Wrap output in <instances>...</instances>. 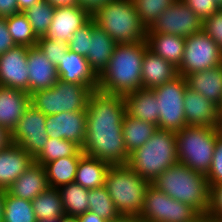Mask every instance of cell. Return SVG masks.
<instances>
[{
    "label": "cell",
    "mask_w": 222,
    "mask_h": 222,
    "mask_svg": "<svg viewBox=\"0 0 222 222\" xmlns=\"http://www.w3.org/2000/svg\"><path fill=\"white\" fill-rule=\"evenodd\" d=\"M57 222H78L77 217L64 215L57 219Z\"/></svg>",
    "instance_id": "cell-54"
},
{
    "label": "cell",
    "mask_w": 222,
    "mask_h": 222,
    "mask_svg": "<svg viewBox=\"0 0 222 222\" xmlns=\"http://www.w3.org/2000/svg\"><path fill=\"white\" fill-rule=\"evenodd\" d=\"M49 188L46 171L43 165L33 164L18 177L7 191L18 198L32 201Z\"/></svg>",
    "instance_id": "cell-22"
},
{
    "label": "cell",
    "mask_w": 222,
    "mask_h": 222,
    "mask_svg": "<svg viewBox=\"0 0 222 222\" xmlns=\"http://www.w3.org/2000/svg\"><path fill=\"white\" fill-rule=\"evenodd\" d=\"M4 196H5V190L0 189V222H2L3 219Z\"/></svg>",
    "instance_id": "cell-53"
},
{
    "label": "cell",
    "mask_w": 222,
    "mask_h": 222,
    "mask_svg": "<svg viewBox=\"0 0 222 222\" xmlns=\"http://www.w3.org/2000/svg\"><path fill=\"white\" fill-rule=\"evenodd\" d=\"M186 88V78L178 75L173 80L151 89L158 101L159 129L176 133L187 126L184 113Z\"/></svg>",
    "instance_id": "cell-10"
},
{
    "label": "cell",
    "mask_w": 222,
    "mask_h": 222,
    "mask_svg": "<svg viewBox=\"0 0 222 222\" xmlns=\"http://www.w3.org/2000/svg\"><path fill=\"white\" fill-rule=\"evenodd\" d=\"M37 222H57V220H40V221H37Z\"/></svg>",
    "instance_id": "cell-58"
},
{
    "label": "cell",
    "mask_w": 222,
    "mask_h": 222,
    "mask_svg": "<svg viewBox=\"0 0 222 222\" xmlns=\"http://www.w3.org/2000/svg\"><path fill=\"white\" fill-rule=\"evenodd\" d=\"M220 135H222V112L220 114V125H219Z\"/></svg>",
    "instance_id": "cell-56"
},
{
    "label": "cell",
    "mask_w": 222,
    "mask_h": 222,
    "mask_svg": "<svg viewBox=\"0 0 222 222\" xmlns=\"http://www.w3.org/2000/svg\"><path fill=\"white\" fill-rule=\"evenodd\" d=\"M139 217L143 222H197L203 215L193 206L169 197L150 184Z\"/></svg>",
    "instance_id": "cell-9"
},
{
    "label": "cell",
    "mask_w": 222,
    "mask_h": 222,
    "mask_svg": "<svg viewBox=\"0 0 222 222\" xmlns=\"http://www.w3.org/2000/svg\"><path fill=\"white\" fill-rule=\"evenodd\" d=\"M63 202L65 215L78 217L89 211V190L76 182L58 188Z\"/></svg>",
    "instance_id": "cell-32"
},
{
    "label": "cell",
    "mask_w": 222,
    "mask_h": 222,
    "mask_svg": "<svg viewBox=\"0 0 222 222\" xmlns=\"http://www.w3.org/2000/svg\"><path fill=\"white\" fill-rule=\"evenodd\" d=\"M197 222H215V220H213L207 216H203Z\"/></svg>",
    "instance_id": "cell-55"
},
{
    "label": "cell",
    "mask_w": 222,
    "mask_h": 222,
    "mask_svg": "<svg viewBox=\"0 0 222 222\" xmlns=\"http://www.w3.org/2000/svg\"><path fill=\"white\" fill-rule=\"evenodd\" d=\"M109 167L108 163L83 154L77 166L74 182L88 190L104 186Z\"/></svg>",
    "instance_id": "cell-28"
},
{
    "label": "cell",
    "mask_w": 222,
    "mask_h": 222,
    "mask_svg": "<svg viewBox=\"0 0 222 222\" xmlns=\"http://www.w3.org/2000/svg\"><path fill=\"white\" fill-rule=\"evenodd\" d=\"M11 143V133L0 126V150L6 148Z\"/></svg>",
    "instance_id": "cell-49"
},
{
    "label": "cell",
    "mask_w": 222,
    "mask_h": 222,
    "mask_svg": "<svg viewBox=\"0 0 222 222\" xmlns=\"http://www.w3.org/2000/svg\"><path fill=\"white\" fill-rule=\"evenodd\" d=\"M27 67L29 69L28 93L49 89L58 80L57 67L53 65L36 46L28 47Z\"/></svg>",
    "instance_id": "cell-18"
},
{
    "label": "cell",
    "mask_w": 222,
    "mask_h": 222,
    "mask_svg": "<svg viewBox=\"0 0 222 222\" xmlns=\"http://www.w3.org/2000/svg\"><path fill=\"white\" fill-rule=\"evenodd\" d=\"M202 30L218 45L222 51V8L203 20Z\"/></svg>",
    "instance_id": "cell-42"
},
{
    "label": "cell",
    "mask_w": 222,
    "mask_h": 222,
    "mask_svg": "<svg viewBox=\"0 0 222 222\" xmlns=\"http://www.w3.org/2000/svg\"><path fill=\"white\" fill-rule=\"evenodd\" d=\"M178 161L196 172L210 170L219 128L185 126L175 133Z\"/></svg>",
    "instance_id": "cell-7"
},
{
    "label": "cell",
    "mask_w": 222,
    "mask_h": 222,
    "mask_svg": "<svg viewBox=\"0 0 222 222\" xmlns=\"http://www.w3.org/2000/svg\"><path fill=\"white\" fill-rule=\"evenodd\" d=\"M126 113L142 121H147L158 127L159 114L157 98L151 89H138L124 95Z\"/></svg>",
    "instance_id": "cell-26"
},
{
    "label": "cell",
    "mask_w": 222,
    "mask_h": 222,
    "mask_svg": "<svg viewBox=\"0 0 222 222\" xmlns=\"http://www.w3.org/2000/svg\"><path fill=\"white\" fill-rule=\"evenodd\" d=\"M2 222H37L32 202L5 190Z\"/></svg>",
    "instance_id": "cell-34"
},
{
    "label": "cell",
    "mask_w": 222,
    "mask_h": 222,
    "mask_svg": "<svg viewBox=\"0 0 222 222\" xmlns=\"http://www.w3.org/2000/svg\"><path fill=\"white\" fill-rule=\"evenodd\" d=\"M37 46L45 54L46 58L56 67L61 63V59L66 54L68 43L46 39L44 36L37 41Z\"/></svg>",
    "instance_id": "cell-40"
},
{
    "label": "cell",
    "mask_w": 222,
    "mask_h": 222,
    "mask_svg": "<svg viewBox=\"0 0 222 222\" xmlns=\"http://www.w3.org/2000/svg\"><path fill=\"white\" fill-rule=\"evenodd\" d=\"M31 105V95L24 90L0 86V126L11 133Z\"/></svg>",
    "instance_id": "cell-19"
},
{
    "label": "cell",
    "mask_w": 222,
    "mask_h": 222,
    "mask_svg": "<svg viewBox=\"0 0 222 222\" xmlns=\"http://www.w3.org/2000/svg\"><path fill=\"white\" fill-rule=\"evenodd\" d=\"M109 222H143L139 216L121 215L119 218Z\"/></svg>",
    "instance_id": "cell-52"
},
{
    "label": "cell",
    "mask_w": 222,
    "mask_h": 222,
    "mask_svg": "<svg viewBox=\"0 0 222 222\" xmlns=\"http://www.w3.org/2000/svg\"><path fill=\"white\" fill-rule=\"evenodd\" d=\"M5 18L9 33L15 45L27 47L37 45L39 38L33 31L29 20L26 18L23 12L13 14L12 16Z\"/></svg>",
    "instance_id": "cell-35"
},
{
    "label": "cell",
    "mask_w": 222,
    "mask_h": 222,
    "mask_svg": "<svg viewBox=\"0 0 222 222\" xmlns=\"http://www.w3.org/2000/svg\"><path fill=\"white\" fill-rule=\"evenodd\" d=\"M118 43L92 19V33L89 40V54L86 56L90 68L99 76L107 67Z\"/></svg>",
    "instance_id": "cell-25"
},
{
    "label": "cell",
    "mask_w": 222,
    "mask_h": 222,
    "mask_svg": "<svg viewBox=\"0 0 222 222\" xmlns=\"http://www.w3.org/2000/svg\"><path fill=\"white\" fill-rule=\"evenodd\" d=\"M55 7L46 0H41L23 11L38 38L44 36L52 22Z\"/></svg>",
    "instance_id": "cell-37"
},
{
    "label": "cell",
    "mask_w": 222,
    "mask_h": 222,
    "mask_svg": "<svg viewBox=\"0 0 222 222\" xmlns=\"http://www.w3.org/2000/svg\"><path fill=\"white\" fill-rule=\"evenodd\" d=\"M88 201L89 211L96 213L108 222L121 216L105 186L89 190Z\"/></svg>",
    "instance_id": "cell-36"
},
{
    "label": "cell",
    "mask_w": 222,
    "mask_h": 222,
    "mask_svg": "<svg viewBox=\"0 0 222 222\" xmlns=\"http://www.w3.org/2000/svg\"><path fill=\"white\" fill-rule=\"evenodd\" d=\"M149 50L171 63L177 69L184 54L185 37L164 33H146Z\"/></svg>",
    "instance_id": "cell-27"
},
{
    "label": "cell",
    "mask_w": 222,
    "mask_h": 222,
    "mask_svg": "<svg viewBox=\"0 0 222 222\" xmlns=\"http://www.w3.org/2000/svg\"><path fill=\"white\" fill-rule=\"evenodd\" d=\"M125 115L124 96L93 90L86 109L87 127L82 152L109 165L127 164L130 154L122 134Z\"/></svg>",
    "instance_id": "cell-1"
},
{
    "label": "cell",
    "mask_w": 222,
    "mask_h": 222,
    "mask_svg": "<svg viewBox=\"0 0 222 222\" xmlns=\"http://www.w3.org/2000/svg\"><path fill=\"white\" fill-rule=\"evenodd\" d=\"M177 163L175 132L158 128L142 147L130 153L127 165L151 184L158 175Z\"/></svg>",
    "instance_id": "cell-5"
},
{
    "label": "cell",
    "mask_w": 222,
    "mask_h": 222,
    "mask_svg": "<svg viewBox=\"0 0 222 222\" xmlns=\"http://www.w3.org/2000/svg\"><path fill=\"white\" fill-rule=\"evenodd\" d=\"M176 0H133L141 23L148 29Z\"/></svg>",
    "instance_id": "cell-38"
},
{
    "label": "cell",
    "mask_w": 222,
    "mask_h": 222,
    "mask_svg": "<svg viewBox=\"0 0 222 222\" xmlns=\"http://www.w3.org/2000/svg\"><path fill=\"white\" fill-rule=\"evenodd\" d=\"M91 19V13L81 6L55 7L46 39L68 43L72 35Z\"/></svg>",
    "instance_id": "cell-15"
},
{
    "label": "cell",
    "mask_w": 222,
    "mask_h": 222,
    "mask_svg": "<svg viewBox=\"0 0 222 222\" xmlns=\"http://www.w3.org/2000/svg\"><path fill=\"white\" fill-rule=\"evenodd\" d=\"M86 127V110L46 116L45 128L49 138L66 139L75 142L81 148L85 142Z\"/></svg>",
    "instance_id": "cell-14"
},
{
    "label": "cell",
    "mask_w": 222,
    "mask_h": 222,
    "mask_svg": "<svg viewBox=\"0 0 222 222\" xmlns=\"http://www.w3.org/2000/svg\"><path fill=\"white\" fill-rule=\"evenodd\" d=\"M78 222H108L102 217H99L96 213L86 211L82 215L77 217Z\"/></svg>",
    "instance_id": "cell-48"
},
{
    "label": "cell",
    "mask_w": 222,
    "mask_h": 222,
    "mask_svg": "<svg viewBox=\"0 0 222 222\" xmlns=\"http://www.w3.org/2000/svg\"><path fill=\"white\" fill-rule=\"evenodd\" d=\"M206 178L209 188L222 184V135L217 137L210 170Z\"/></svg>",
    "instance_id": "cell-41"
},
{
    "label": "cell",
    "mask_w": 222,
    "mask_h": 222,
    "mask_svg": "<svg viewBox=\"0 0 222 222\" xmlns=\"http://www.w3.org/2000/svg\"><path fill=\"white\" fill-rule=\"evenodd\" d=\"M91 18L117 43L145 42L147 29L140 21L133 0H108Z\"/></svg>",
    "instance_id": "cell-4"
},
{
    "label": "cell",
    "mask_w": 222,
    "mask_h": 222,
    "mask_svg": "<svg viewBox=\"0 0 222 222\" xmlns=\"http://www.w3.org/2000/svg\"><path fill=\"white\" fill-rule=\"evenodd\" d=\"M145 42L118 43L107 67L98 76L97 89L124 96L142 88V61Z\"/></svg>",
    "instance_id": "cell-2"
},
{
    "label": "cell",
    "mask_w": 222,
    "mask_h": 222,
    "mask_svg": "<svg viewBox=\"0 0 222 222\" xmlns=\"http://www.w3.org/2000/svg\"><path fill=\"white\" fill-rule=\"evenodd\" d=\"M187 87L203 95L220 109L222 107V64L186 77Z\"/></svg>",
    "instance_id": "cell-24"
},
{
    "label": "cell",
    "mask_w": 222,
    "mask_h": 222,
    "mask_svg": "<svg viewBox=\"0 0 222 222\" xmlns=\"http://www.w3.org/2000/svg\"><path fill=\"white\" fill-rule=\"evenodd\" d=\"M19 13L17 0H0V17Z\"/></svg>",
    "instance_id": "cell-46"
},
{
    "label": "cell",
    "mask_w": 222,
    "mask_h": 222,
    "mask_svg": "<svg viewBox=\"0 0 222 222\" xmlns=\"http://www.w3.org/2000/svg\"><path fill=\"white\" fill-rule=\"evenodd\" d=\"M34 162L21 146L10 143L0 150V189L7 190Z\"/></svg>",
    "instance_id": "cell-20"
},
{
    "label": "cell",
    "mask_w": 222,
    "mask_h": 222,
    "mask_svg": "<svg viewBox=\"0 0 222 222\" xmlns=\"http://www.w3.org/2000/svg\"><path fill=\"white\" fill-rule=\"evenodd\" d=\"M108 0H78V5L87 9L91 14Z\"/></svg>",
    "instance_id": "cell-47"
},
{
    "label": "cell",
    "mask_w": 222,
    "mask_h": 222,
    "mask_svg": "<svg viewBox=\"0 0 222 222\" xmlns=\"http://www.w3.org/2000/svg\"><path fill=\"white\" fill-rule=\"evenodd\" d=\"M215 222H222V219H213Z\"/></svg>",
    "instance_id": "cell-59"
},
{
    "label": "cell",
    "mask_w": 222,
    "mask_h": 222,
    "mask_svg": "<svg viewBox=\"0 0 222 222\" xmlns=\"http://www.w3.org/2000/svg\"><path fill=\"white\" fill-rule=\"evenodd\" d=\"M206 216L222 219V184L210 188V208Z\"/></svg>",
    "instance_id": "cell-44"
},
{
    "label": "cell",
    "mask_w": 222,
    "mask_h": 222,
    "mask_svg": "<svg viewBox=\"0 0 222 222\" xmlns=\"http://www.w3.org/2000/svg\"><path fill=\"white\" fill-rule=\"evenodd\" d=\"M92 33V18L79 28L68 42V49L86 57L89 54V40Z\"/></svg>",
    "instance_id": "cell-39"
},
{
    "label": "cell",
    "mask_w": 222,
    "mask_h": 222,
    "mask_svg": "<svg viewBox=\"0 0 222 222\" xmlns=\"http://www.w3.org/2000/svg\"><path fill=\"white\" fill-rule=\"evenodd\" d=\"M156 189L184 204L193 206L203 216L210 208V188L206 175L177 163L168 167L151 183Z\"/></svg>",
    "instance_id": "cell-3"
},
{
    "label": "cell",
    "mask_w": 222,
    "mask_h": 222,
    "mask_svg": "<svg viewBox=\"0 0 222 222\" xmlns=\"http://www.w3.org/2000/svg\"><path fill=\"white\" fill-rule=\"evenodd\" d=\"M48 3L54 7L60 6H74L78 4V0H46Z\"/></svg>",
    "instance_id": "cell-50"
},
{
    "label": "cell",
    "mask_w": 222,
    "mask_h": 222,
    "mask_svg": "<svg viewBox=\"0 0 222 222\" xmlns=\"http://www.w3.org/2000/svg\"><path fill=\"white\" fill-rule=\"evenodd\" d=\"M178 76L177 68L148 48L142 61V88L154 89Z\"/></svg>",
    "instance_id": "cell-23"
},
{
    "label": "cell",
    "mask_w": 222,
    "mask_h": 222,
    "mask_svg": "<svg viewBox=\"0 0 222 222\" xmlns=\"http://www.w3.org/2000/svg\"><path fill=\"white\" fill-rule=\"evenodd\" d=\"M92 91L84 84L58 80L51 88L32 93L31 105L46 116L62 112L84 111L87 109Z\"/></svg>",
    "instance_id": "cell-8"
},
{
    "label": "cell",
    "mask_w": 222,
    "mask_h": 222,
    "mask_svg": "<svg viewBox=\"0 0 222 222\" xmlns=\"http://www.w3.org/2000/svg\"><path fill=\"white\" fill-rule=\"evenodd\" d=\"M46 115L30 105L11 132V143L21 146L35 158L48 141Z\"/></svg>",
    "instance_id": "cell-13"
},
{
    "label": "cell",
    "mask_w": 222,
    "mask_h": 222,
    "mask_svg": "<svg viewBox=\"0 0 222 222\" xmlns=\"http://www.w3.org/2000/svg\"><path fill=\"white\" fill-rule=\"evenodd\" d=\"M31 202L37 221L57 220L65 215L60 192L56 188H48Z\"/></svg>",
    "instance_id": "cell-31"
},
{
    "label": "cell",
    "mask_w": 222,
    "mask_h": 222,
    "mask_svg": "<svg viewBox=\"0 0 222 222\" xmlns=\"http://www.w3.org/2000/svg\"><path fill=\"white\" fill-rule=\"evenodd\" d=\"M184 113L187 126L219 128L220 108L188 87L184 94Z\"/></svg>",
    "instance_id": "cell-17"
},
{
    "label": "cell",
    "mask_w": 222,
    "mask_h": 222,
    "mask_svg": "<svg viewBox=\"0 0 222 222\" xmlns=\"http://www.w3.org/2000/svg\"><path fill=\"white\" fill-rule=\"evenodd\" d=\"M5 17H0V55L15 47Z\"/></svg>",
    "instance_id": "cell-45"
},
{
    "label": "cell",
    "mask_w": 222,
    "mask_h": 222,
    "mask_svg": "<svg viewBox=\"0 0 222 222\" xmlns=\"http://www.w3.org/2000/svg\"><path fill=\"white\" fill-rule=\"evenodd\" d=\"M80 157H64L46 163L44 168L49 188L58 189L60 186L74 182Z\"/></svg>",
    "instance_id": "cell-30"
},
{
    "label": "cell",
    "mask_w": 222,
    "mask_h": 222,
    "mask_svg": "<svg viewBox=\"0 0 222 222\" xmlns=\"http://www.w3.org/2000/svg\"><path fill=\"white\" fill-rule=\"evenodd\" d=\"M41 0H17L19 12H23L29 9L34 4L38 3Z\"/></svg>",
    "instance_id": "cell-51"
},
{
    "label": "cell",
    "mask_w": 222,
    "mask_h": 222,
    "mask_svg": "<svg viewBox=\"0 0 222 222\" xmlns=\"http://www.w3.org/2000/svg\"><path fill=\"white\" fill-rule=\"evenodd\" d=\"M83 154L81 147L75 142L66 139L48 138L42 151L34 158V162L44 166L56 159L82 156Z\"/></svg>",
    "instance_id": "cell-33"
},
{
    "label": "cell",
    "mask_w": 222,
    "mask_h": 222,
    "mask_svg": "<svg viewBox=\"0 0 222 222\" xmlns=\"http://www.w3.org/2000/svg\"><path fill=\"white\" fill-rule=\"evenodd\" d=\"M27 52V46L16 45L0 55V86L16 88L28 93Z\"/></svg>",
    "instance_id": "cell-16"
},
{
    "label": "cell",
    "mask_w": 222,
    "mask_h": 222,
    "mask_svg": "<svg viewBox=\"0 0 222 222\" xmlns=\"http://www.w3.org/2000/svg\"><path fill=\"white\" fill-rule=\"evenodd\" d=\"M203 21L181 0L164 10L146 33H164L188 37L202 30Z\"/></svg>",
    "instance_id": "cell-12"
},
{
    "label": "cell",
    "mask_w": 222,
    "mask_h": 222,
    "mask_svg": "<svg viewBox=\"0 0 222 222\" xmlns=\"http://www.w3.org/2000/svg\"><path fill=\"white\" fill-rule=\"evenodd\" d=\"M219 8H222V0H214Z\"/></svg>",
    "instance_id": "cell-57"
},
{
    "label": "cell",
    "mask_w": 222,
    "mask_h": 222,
    "mask_svg": "<svg viewBox=\"0 0 222 222\" xmlns=\"http://www.w3.org/2000/svg\"><path fill=\"white\" fill-rule=\"evenodd\" d=\"M157 129L156 125L132 118L126 113L123 118L122 134L127 152L130 154L142 147Z\"/></svg>",
    "instance_id": "cell-29"
},
{
    "label": "cell",
    "mask_w": 222,
    "mask_h": 222,
    "mask_svg": "<svg viewBox=\"0 0 222 222\" xmlns=\"http://www.w3.org/2000/svg\"><path fill=\"white\" fill-rule=\"evenodd\" d=\"M222 64V51L203 31L185 38L184 54L178 75L186 77L194 72L214 68Z\"/></svg>",
    "instance_id": "cell-11"
},
{
    "label": "cell",
    "mask_w": 222,
    "mask_h": 222,
    "mask_svg": "<svg viewBox=\"0 0 222 222\" xmlns=\"http://www.w3.org/2000/svg\"><path fill=\"white\" fill-rule=\"evenodd\" d=\"M189 6L195 14L203 21L210 17L219 7L214 0H181Z\"/></svg>",
    "instance_id": "cell-43"
},
{
    "label": "cell",
    "mask_w": 222,
    "mask_h": 222,
    "mask_svg": "<svg viewBox=\"0 0 222 222\" xmlns=\"http://www.w3.org/2000/svg\"><path fill=\"white\" fill-rule=\"evenodd\" d=\"M59 80L76 84H84L92 90L97 89L98 76L90 68L86 57L70 50L57 66Z\"/></svg>",
    "instance_id": "cell-21"
},
{
    "label": "cell",
    "mask_w": 222,
    "mask_h": 222,
    "mask_svg": "<svg viewBox=\"0 0 222 222\" xmlns=\"http://www.w3.org/2000/svg\"><path fill=\"white\" fill-rule=\"evenodd\" d=\"M150 183L127 164L110 165L104 186L121 215L140 216Z\"/></svg>",
    "instance_id": "cell-6"
}]
</instances>
